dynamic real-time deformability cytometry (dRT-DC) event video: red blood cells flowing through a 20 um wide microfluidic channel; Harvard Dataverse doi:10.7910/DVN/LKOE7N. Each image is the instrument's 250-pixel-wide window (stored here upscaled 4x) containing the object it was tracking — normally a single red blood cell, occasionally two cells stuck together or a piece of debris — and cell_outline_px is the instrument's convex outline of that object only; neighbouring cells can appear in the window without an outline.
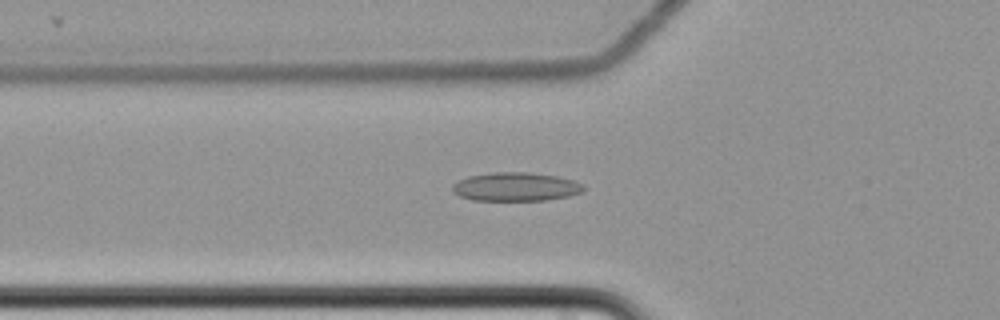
{"species": "common noctule bat (a hibernating species)", "species_latin": "Nyctalus noctula", "temperature_condition": "cold", "stored_images_in_passage": 49, "camera_frame_rate_fps": 3000, "um_per_image_px": 0.085, "animal": {"sex": "female", "body_mass_g": 22.7, "forearm_length_mm": 54.2}, "frame": {"image": 1, "passage_image": 11, "time_ms": 3.333, "image_size_px": [1000, 320], "cell_outline_px": [[584, 188], [580, 192], [568, 196], [548, 200], [472, 200], [460, 196], [452, 192], [452, 184], [468, 176], [492, 172], [528, 172], [556, 176], [572, 180], [584, 184]], "centroid_in_image_um": [43.81, 15.87], "position_along_channel_um": 82.0, "area_um2": 21.85}}
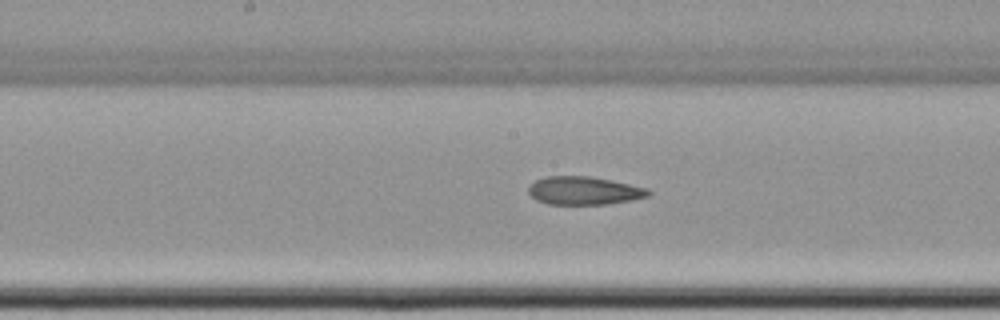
{"frame": {"image": 2, "passage_image": 21, "time_ms": 6.667, "image_size_px": [1000, 320], "cell_outline_px": [[652, 192], [648, 196], [632, 200], [608, 204], [548, 204], [536, 200], [528, 192], [528, 188], [536, 180], [544, 176], [588, 176], [612, 180], [648, 188]], "centroid_in_image_um": [49.66, 16.2], "position_along_channel_um": 198.5, "area_um2": 19.71}}
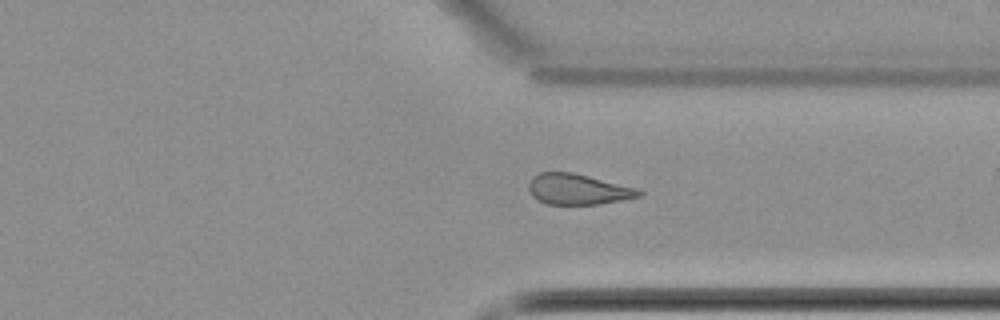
{"frame": {"image": 3, "passage_image": 35, "time_ms": 11.333, "image_size_px": [1000, 320], "cell_outline_px": [[644, 192], [640, 196], [600, 204], [548, 204], [536, 200], [532, 196], [528, 188], [528, 184], [532, 176], [540, 172], [572, 172], [640, 188]], "centroid_in_image_um": [49.13, 16.08], "position_along_channel_um": 362.3, "area_um2": 19.88}, "authors_computed_cell_mechanics": {"area_um2": 20.4612, "velocity_mm_per_s": 3.4943, "shape_relaxation_time_tau1_ms": null, "shape_relaxation_time_tau2_ms": 8.067, "deformation_change_tau1": null, "deformation_change_tau2": 0.1544}}